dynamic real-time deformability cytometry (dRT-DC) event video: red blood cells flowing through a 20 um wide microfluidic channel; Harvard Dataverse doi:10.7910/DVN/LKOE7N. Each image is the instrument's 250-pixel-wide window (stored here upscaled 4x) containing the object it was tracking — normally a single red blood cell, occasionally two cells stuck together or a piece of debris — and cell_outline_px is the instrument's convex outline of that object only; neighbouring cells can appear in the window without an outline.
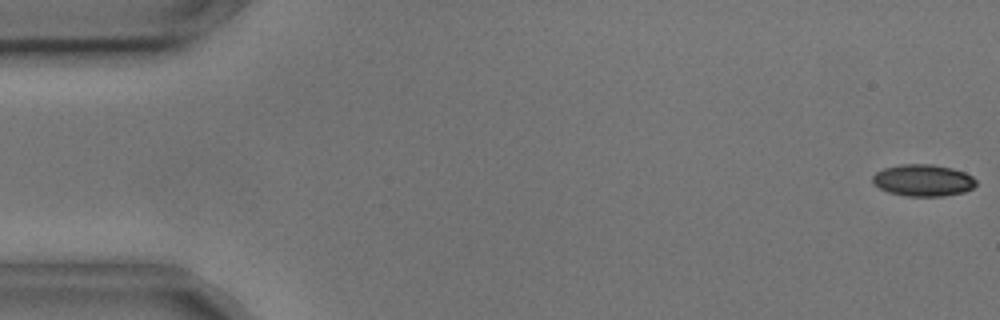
{"species": "common noctule bat (a hibernating species)", "species_latin": "Nyctalus noctula", "temperature_condition": "cold", "stored_images_in_passage": 4, "camera_frame_rate_fps": 3000, "um_per_image_px": 0.085, "animal": {"sex": "male", "body_mass_g": 17.9, "forearm_length_mm": 54.2}, "frame": {"image": 1, "passage_image": 1, "time_ms": 0.0, "image_size_px": [1000, 320], "cell_outline_px": [[976, 184], [972, 188], [964, 192], [944, 196], [908, 196], [888, 192], [880, 188], [872, 180], [872, 176], [876, 172], [884, 168], [900, 164], [932, 164], [952, 168], [964, 172], [972, 176], [976, 180]], "centroid_in_image_um": [78.47, 15.32], "position_along_channel_um": 6.5, "area_um2": 19.13}}